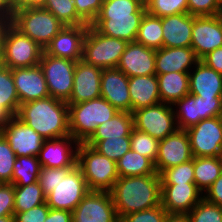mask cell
Segmentation results:
<instances>
[{
    "mask_svg": "<svg viewBox=\"0 0 222 222\" xmlns=\"http://www.w3.org/2000/svg\"><path fill=\"white\" fill-rule=\"evenodd\" d=\"M118 218L161 204V175L119 177L109 191Z\"/></svg>",
    "mask_w": 222,
    "mask_h": 222,
    "instance_id": "obj_1",
    "label": "cell"
},
{
    "mask_svg": "<svg viewBox=\"0 0 222 222\" xmlns=\"http://www.w3.org/2000/svg\"><path fill=\"white\" fill-rule=\"evenodd\" d=\"M145 13L142 0H103L91 26L103 35L134 42Z\"/></svg>",
    "mask_w": 222,
    "mask_h": 222,
    "instance_id": "obj_2",
    "label": "cell"
},
{
    "mask_svg": "<svg viewBox=\"0 0 222 222\" xmlns=\"http://www.w3.org/2000/svg\"><path fill=\"white\" fill-rule=\"evenodd\" d=\"M17 117L46 140L70 135L68 104L51 96L20 104Z\"/></svg>",
    "mask_w": 222,
    "mask_h": 222,
    "instance_id": "obj_3",
    "label": "cell"
},
{
    "mask_svg": "<svg viewBox=\"0 0 222 222\" xmlns=\"http://www.w3.org/2000/svg\"><path fill=\"white\" fill-rule=\"evenodd\" d=\"M68 109L70 135L78 143H85L98 125L110 120L119 112L102 97L68 105Z\"/></svg>",
    "mask_w": 222,
    "mask_h": 222,
    "instance_id": "obj_4",
    "label": "cell"
},
{
    "mask_svg": "<svg viewBox=\"0 0 222 222\" xmlns=\"http://www.w3.org/2000/svg\"><path fill=\"white\" fill-rule=\"evenodd\" d=\"M77 166L89 190L110 191L119 179L116 162L86 143L78 144Z\"/></svg>",
    "mask_w": 222,
    "mask_h": 222,
    "instance_id": "obj_5",
    "label": "cell"
},
{
    "mask_svg": "<svg viewBox=\"0 0 222 222\" xmlns=\"http://www.w3.org/2000/svg\"><path fill=\"white\" fill-rule=\"evenodd\" d=\"M11 24L43 49L65 26L50 11L44 8L23 7L13 10Z\"/></svg>",
    "mask_w": 222,
    "mask_h": 222,
    "instance_id": "obj_6",
    "label": "cell"
},
{
    "mask_svg": "<svg viewBox=\"0 0 222 222\" xmlns=\"http://www.w3.org/2000/svg\"><path fill=\"white\" fill-rule=\"evenodd\" d=\"M44 49L12 24L5 31L0 50V64L16 69L39 65Z\"/></svg>",
    "mask_w": 222,
    "mask_h": 222,
    "instance_id": "obj_7",
    "label": "cell"
},
{
    "mask_svg": "<svg viewBox=\"0 0 222 222\" xmlns=\"http://www.w3.org/2000/svg\"><path fill=\"white\" fill-rule=\"evenodd\" d=\"M89 191L86 180L77 165L57 168L56 186L46 196L45 202L52 209L73 212Z\"/></svg>",
    "mask_w": 222,
    "mask_h": 222,
    "instance_id": "obj_8",
    "label": "cell"
},
{
    "mask_svg": "<svg viewBox=\"0 0 222 222\" xmlns=\"http://www.w3.org/2000/svg\"><path fill=\"white\" fill-rule=\"evenodd\" d=\"M127 44V41L103 35L89 25L83 40L82 60L102 69L116 68Z\"/></svg>",
    "mask_w": 222,
    "mask_h": 222,
    "instance_id": "obj_9",
    "label": "cell"
},
{
    "mask_svg": "<svg viewBox=\"0 0 222 222\" xmlns=\"http://www.w3.org/2000/svg\"><path fill=\"white\" fill-rule=\"evenodd\" d=\"M76 62L42 53L39 66L51 97L67 102L73 91Z\"/></svg>",
    "mask_w": 222,
    "mask_h": 222,
    "instance_id": "obj_10",
    "label": "cell"
},
{
    "mask_svg": "<svg viewBox=\"0 0 222 222\" xmlns=\"http://www.w3.org/2000/svg\"><path fill=\"white\" fill-rule=\"evenodd\" d=\"M134 128L163 140L177 128L172 105L158 103L132 112Z\"/></svg>",
    "mask_w": 222,
    "mask_h": 222,
    "instance_id": "obj_11",
    "label": "cell"
},
{
    "mask_svg": "<svg viewBox=\"0 0 222 222\" xmlns=\"http://www.w3.org/2000/svg\"><path fill=\"white\" fill-rule=\"evenodd\" d=\"M193 157H219L222 152V122L219 116L188 128Z\"/></svg>",
    "mask_w": 222,
    "mask_h": 222,
    "instance_id": "obj_12",
    "label": "cell"
},
{
    "mask_svg": "<svg viewBox=\"0 0 222 222\" xmlns=\"http://www.w3.org/2000/svg\"><path fill=\"white\" fill-rule=\"evenodd\" d=\"M73 222H120L109 191L90 190L72 212Z\"/></svg>",
    "mask_w": 222,
    "mask_h": 222,
    "instance_id": "obj_13",
    "label": "cell"
},
{
    "mask_svg": "<svg viewBox=\"0 0 222 222\" xmlns=\"http://www.w3.org/2000/svg\"><path fill=\"white\" fill-rule=\"evenodd\" d=\"M11 149L19 156L38 157L44 139L17 116H13L0 130Z\"/></svg>",
    "mask_w": 222,
    "mask_h": 222,
    "instance_id": "obj_14",
    "label": "cell"
},
{
    "mask_svg": "<svg viewBox=\"0 0 222 222\" xmlns=\"http://www.w3.org/2000/svg\"><path fill=\"white\" fill-rule=\"evenodd\" d=\"M193 159L190 139L186 130L176 129L163 140L159 141L155 168L161 174L167 168L177 166Z\"/></svg>",
    "mask_w": 222,
    "mask_h": 222,
    "instance_id": "obj_15",
    "label": "cell"
},
{
    "mask_svg": "<svg viewBox=\"0 0 222 222\" xmlns=\"http://www.w3.org/2000/svg\"><path fill=\"white\" fill-rule=\"evenodd\" d=\"M222 47V17L193 16L191 48L201 59L207 53Z\"/></svg>",
    "mask_w": 222,
    "mask_h": 222,
    "instance_id": "obj_16",
    "label": "cell"
},
{
    "mask_svg": "<svg viewBox=\"0 0 222 222\" xmlns=\"http://www.w3.org/2000/svg\"><path fill=\"white\" fill-rule=\"evenodd\" d=\"M89 25L64 26L46 46L50 56L72 61L82 60L83 40Z\"/></svg>",
    "mask_w": 222,
    "mask_h": 222,
    "instance_id": "obj_17",
    "label": "cell"
},
{
    "mask_svg": "<svg viewBox=\"0 0 222 222\" xmlns=\"http://www.w3.org/2000/svg\"><path fill=\"white\" fill-rule=\"evenodd\" d=\"M78 144L71 135L45 140L38 155L41 167H75L77 165Z\"/></svg>",
    "mask_w": 222,
    "mask_h": 222,
    "instance_id": "obj_18",
    "label": "cell"
},
{
    "mask_svg": "<svg viewBox=\"0 0 222 222\" xmlns=\"http://www.w3.org/2000/svg\"><path fill=\"white\" fill-rule=\"evenodd\" d=\"M202 198L195 183L161 184V205L168 213L188 214Z\"/></svg>",
    "mask_w": 222,
    "mask_h": 222,
    "instance_id": "obj_19",
    "label": "cell"
},
{
    "mask_svg": "<svg viewBox=\"0 0 222 222\" xmlns=\"http://www.w3.org/2000/svg\"><path fill=\"white\" fill-rule=\"evenodd\" d=\"M102 68L77 61L73 78V91L66 102L68 105L77 104L101 97Z\"/></svg>",
    "mask_w": 222,
    "mask_h": 222,
    "instance_id": "obj_20",
    "label": "cell"
},
{
    "mask_svg": "<svg viewBox=\"0 0 222 222\" xmlns=\"http://www.w3.org/2000/svg\"><path fill=\"white\" fill-rule=\"evenodd\" d=\"M129 77L117 68L101 72V97L105 98L119 112H131Z\"/></svg>",
    "mask_w": 222,
    "mask_h": 222,
    "instance_id": "obj_21",
    "label": "cell"
},
{
    "mask_svg": "<svg viewBox=\"0 0 222 222\" xmlns=\"http://www.w3.org/2000/svg\"><path fill=\"white\" fill-rule=\"evenodd\" d=\"M155 57V49L145 47L136 41L128 42L116 68L128 77L154 75Z\"/></svg>",
    "mask_w": 222,
    "mask_h": 222,
    "instance_id": "obj_22",
    "label": "cell"
},
{
    "mask_svg": "<svg viewBox=\"0 0 222 222\" xmlns=\"http://www.w3.org/2000/svg\"><path fill=\"white\" fill-rule=\"evenodd\" d=\"M12 77L20 104L50 96L47 82L39 65L12 69Z\"/></svg>",
    "mask_w": 222,
    "mask_h": 222,
    "instance_id": "obj_23",
    "label": "cell"
},
{
    "mask_svg": "<svg viewBox=\"0 0 222 222\" xmlns=\"http://www.w3.org/2000/svg\"><path fill=\"white\" fill-rule=\"evenodd\" d=\"M199 61L191 47H162L156 50V74L190 72Z\"/></svg>",
    "mask_w": 222,
    "mask_h": 222,
    "instance_id": "obj_24",
    "label": "cell"
},
{
    "mask_svg": "<svg viewBox=\"0 0 222 222\" xmlns=\"http://www.w3.org/2000/svg\"><path fill=\"white\" fill-rule=\"evenodd\" d=\"M189 93L201 98L222 97V74L199 61L189 72Z\"/></svg>",
    "mask_w": 222,
    "mask_h": 222,
    "instance_id": "obj_25",
    "label": "cell"
},
{
    "mask_svg": "<svg viewBox=\"0 0 222 222\" xmlns=\"http://www.w3.org/2000/svg\"><path fill=\"white\" fill-rule=\"evenodd\" d=\"M163 47H191L193 16L180 13L161 18Z\"/></svg>",
    "mask_w": 222,
    "mask_h": 222,
    "instance_id": "obj_26",
    "label": "cell"
},
{
    "mask_svg": "<svg viewBox=\"0 0 222 222\" xmlns=\"http://www.w3.org/2000/svg\"><path fill=\"white\" fill-rule=\"evenodd\" d=\"M131 113L161 103L157 75L129 77Z\"/></svg>",
    "mask_w": 222,
    "mask_h": 222,
    "instance_id": "obj_27",
    "label": "cell"
},
{
    "mask_svg": "<svg viewBox=\"0 0 222 222\" xmlns=\"http://www.w3.org/2000/svg\"><path fill=\"white\" fill-rule=\"evenodd\" d=\"M133 129V114L118 112L110 120L98 125L96 131L85 143L94 147L100 140L107 138L130 137Z\"/></svg>",
    "mask_w": 222,
    "mask_h": 222,
    "instance_id": "obj_28",
    "label": "cell"
},
{
    "mask_svg": "<svg viewBox=\"0 0 222 222\" xmlns=\"http://www.w3.org/2000/svg\"><path fill=\"white\" fill-rule=\"evenodd\" d=\"M161 102L173 105L189 94V72L156 74Z\"/></svg>",
    "mask_w": 222,
    "mask_h": 222,
    "instance_id": "obj_29",
    "label": "cell"
},
{
    "mask_svg": "<svg viewBox=\"0 0 222 222\" xmlns=\"http://www.w3.org/2000/svg\"><path fill=\"white\" fill-rule=\"evenodd\" d=\"M116 165L119 177L157 174L155 163L132 149L126 152Z\"/></svg>",
    "mask_w": 222,
    "mask_h": 222,
    "instance_id": "obj_30",
    "label": "cell"
},
{
    "mask_svg": "<svg viewBox=\"0 0 222 222\" xmlns=\"http://www.w3.org/2000/svg\"><path fill=\"white\" fill-rule=\"evenodd\" d=\"M222 174L219 157H194V182L204 193Z\"/></svg>",
    "mask_w": 222,
    "mask_h": 222,
    "instance_id": "obj_31",
    "label": "cell"
},
{
    "mask_svg": "<svg viewBox=\"0 0 222 222\" xmlns=\"http://www.w3.org/2000/svg\"><path fill=\"white\" fill-rule=\"evenodd\" d=\"M136 42L155 50L162 48L163 29L161 18L146 12L141 21Z\"/></svg>",
    "mask_w": 222,
    "mask_h": 222,
    "instance_id": "obj_32",
    "label": "cell"
},
{
    "mask_svg": "<svg viewBox=\"0 0 222 222\" xmlns=\"http://www.w3.org/2000/svg\"><path fill=\"white\" fill-rule=\"evenodd\" d=\"M41 165L36 156H19L13 166L12 184L26 186L38 181Z\"/></svg>",
    "mask_w": 222,
    "mask_h": 222,
    "instance_id": "obj_33",
    "label": "cell"
},
{
    "mask_svg": "<svg viewBox=\"0 0 222 222\" xmlns=\"http://www.w3.org/2000/svg\"><path fill=\"white\" fill-rule=\"evenodd\" d=\"M14 191V213L28 211L46 201V196L38 181L26 186H14Z\"/></svg>",
    "mask_w": 222,
    "mask_h": 222,
    "instance_id": "obj_34",
    "label": "cell"
},
{
    "mask_svg": "<svg viewBox=\"0 0 222 222\" xmlns=\"http://www.w3.org/2000/svg\"><path fill=\"white\" fill-rule=\"evenodd\" d=\"M0 107L5 108L12 116H17L20 101L17 94L12 69L0 64Z\"/></svg>",
    "mask_w": 222,
    "mask_h": 222,
    "instance_id": "obj_35",
    "label": "cell"
},
{
    "mask_svg": "<svg viewBox=\"0 0 222 222\" xmlns=\"http://www.w3.org/2000/svg\"><path fill=\"white\" fill-rule=\"evenodd\" d=\"M172 107L178 129L187 130L199 122L197 98L194 95L187 94L176 101Z\"/></svg>",
    "mask_w": 222,
    "mask_h": 222,
    "instance_id": "obj_36",
    "label": "cell"
},
{
    "mask_svg": "<svg viewBox=\"0 0 222 222\" xmlns=\"http://www.w3.org/2000/svg\"><path fill=\"white\" fill-rule=\"evenodd\" d=\"M43 8L50 11L65 26L88 25L77 14L73 0H47Z\"/></svg>",
    "mask_w": 222,
    "mask_h": 222,
    "instance_id": "obj_37",
    "label": "cell"
},
{
    "mask_svg": "<svg viewBox=\"0 0 222 222\" xmlns=\"http://www.w3.org/2000/svg\"><path fill=\"white\" fill-rule=\"evenodd\" d=\"M144 4L147 13L160 18L188 13V0H146Z\"/></svg>",
    "mask_w": 222,
    "mask_h": 222,
    "instance_id": "obj_38",
    "label": "cell"
},
{
    "mask_svg": "<svg viewBox=\"0 0 222 222\" xmlns=\"http://www.w3.org/2000/svg\"><path fill=\"white\" fill-rule=\"evenodd\" d=\"M131 149L151 159L154 163L157 158L159 140L138 129H133L130 134Z\"/></svg>",
    "mask_w": 222,
    "mask_h": 222,
    "instance_id": "obj_39",
    "label": "cell"
},
{
    "mask_svg": "<svg viewBox=\"0 0 222 222\" xmlns=\"http://www.w3.org/2000/svg\"><path fill=\"white\" fill-rule=\"evenodd\" d=\"M100 154L117 162L131 149L130 137L107 138L100 140L94 147Z\"/></svg>",
    "mask_w": 222,
    "mask_h": 222,
    "instance_id": "obj_40",
    "label": "cell"
},
{
    "mask_svg": "<svg viewBox=\"0 0 222 222\" xmlns=\"http://www.w3.org/2000/svg\"><path fill=\"white\" fill-rule=\"evenodd\" d=\"M160 175L161 184L195 183L194 157L188 162L167 168Z\"/></svg>",
    "mask_w": 222,
    "mask_h": 222,
    "instance_id": "obj_41",
    "label": "cell"
},
{
    "mask_svg": "<svg viewBox=\"0 0 222 222\" xmlns=\"http://www.w3.org/2000/svg\"><path fill=\"white\" fill-rule=\"evenodd\" d=\"M188 216L190 222H222V207L202 198Z\"/></svg>",
    "mask_w": 222,
    "mask_h": 222,
    "instance_id": "obj_42",
    "label": "cell"
},
{
    "mask_svg": "<svg viewBox=\"0 0 222 222\" xmlns=\"http://www.w3.org/2000/svg\"><path fill=\"white\" fill-rule=\"evenodd\" d=\"M16 154L0 133V183H11Z\"/></svg>",
    "mask_w": 222,
    "mask_h": 222,
    "instance_id": "obj_43",
    "label": "cell"
},
{
    "mask_svg": "<svg viewBox=\"0 0 222 222\" xmlns=\"http://www.w3.org/2000/svg\"><path fill=\"white\" fill-rule=\"evenodd\" d=\"M221 9L222 0H188V13L195 17L219 15Z\"/></svg>",
    "mask_w": 222,
    "mask_h": 222,
    "instance_id": "obj_44",
    "label": "cell"
},
{
    "mask_svg": "<svg viewBox=\"0 0 222 222\" xmlns=\"http://www.w3.org/2000/svg\"><path fill=\"white\" fill-rule=\"evenodd\" d=\"M168 212L160 204L151 209L134 212L120 218V222H164Z\"/></svg>",
    "mask_w": 222,
    "mask_h": 222,
    "instance_id": "obj_45",
    "label": "cell"
},
{
    "mask_svg": "<svg viewBox=\"0 0 222 222\" xmlns=\"http://www.w3.org/2000/svg\"><path fill=\"white\" fill-rule=\"evenodd\" d=\"M197 98V109L199 115V122L204 119L220 116L222 111V97L212 98Z\"/></svg>",
    "mask_w": 222,
    "mask_h": 222,
    "instance_id": "obj_46",
    "label": "cell"
},
{
    "mask_svg": "<svg viewBox=\"0 0 222 222\" xmlns=\"http://www.w3.org/2000/svg\"><path fill=\"white\" fill-rule=\"evenodd\" d=\"M77 14L91 25L100 12L103 0H73Z\"/></svg>",
    "mask_w": 222,
    "mask_h": 222,
    "instance_id": "obj_47",
    "label": "cell"
},
{
    "mask_svg": "<svg viewBox=\"0 0 222 222\" xmlns=\"http://www.w3.org/2000/svg\"><path fill=\"white\" fill-rule=\"evenodd\" d=\"M14 185L0 183V217L14 215Z\"/></svg>",
    "mask_w": 222,
    "mask_h": 222,
    "instance_id": "obj_48",
    "label": "cell"
},
{
    "mask_svg": "<svg viewBox=\"0 0 222 222\" xmlns=\"http://www.w3.org/2000/svg\"><path fill=\"white\" fill-rule=\"evenodd\" d=\"M50 207L46 204L33 207L22 213H14V222H44Z\"/></svg>",
    "mask_w": 222,
    "mask_h": 222,
    "instance_id": "obj_49",
    "label": "cell"
},
{
    "mask_svg": "<svg viewBox=\"0 0 222 222\" xmlns=\"http://www.w3.org/2000/svg\"><path fill=\"white\" fill-rule=\"evenodd\" d=\"M38 182L45 196L49 195L57 182V168L41 167Z\"/></svg>",
    "mask_w": 222,
    "mask_h": 222,
    "instance_id": "obj_50",
    "label": "cell"
},
{
    "mask_svg": "<svg viewBox=\"0 0 222 222\" xmlns=\"http://www.w3.org/2000/svg\"><path fill=\"white\" fill-rule=\"evenodd\" d=\"M203 198L222 207V174L206 189L203 193Z\"/></svg>",
    "mask_w": 222,
    "mask_h": 222,
    "instance_id": "obj_51",
    "label": "cell"
},
{
    "mask_svg": "<svg viewBox=\"0 0 222 222\" xmlns=\"http://www.w3.org/2000/svg\"><path fill=\"white\" fill-rule=\"evenodd\" d=\"M200 61L219 74H222V47L207 53Z\"/></svg>",
    "mask_w": 222,
    "mask_h": 222,
    "instance_id": "obj_52",
    "label": "cell"
},
{
    "mask_svg": "<svg viewBox=\"0 0 222 222\" xmlns=\"http://www.w3.org/2000/svg\"><path fill=\"white\" fill-rule=\"evenodd\" d=\"M44 222H73L72 212L50 208L47 218Z\"/></svg>",
    "mask_w": 222,
    "mask_h": 222,
    "instance_id": "obj_53",
    "label": "cell"
},
{
    "mask_svg": "<svg viewBox=\"0 0 222 222\" xmlns=\"http://www.w3.org/2000/svg\"><path fill=\"white\" fill-rule=\"evenodd\" d=\"M164 222H190L188 214L168 213Z\"/></svg>",
    "mask_w": 222,
    "mask_h": 222,
    "instance_id": "obj_54",
    "label": "cell"
},
{
    "mask_svg": "<svg viewBox=\"0 0 222 222\" xmlns=\"http://www.w3.org/2000/svg\"><path fill=\"white\" fill-rule=\"evenodd\" d=\"M11 19L12 17H0V50L2 48L5 31L11 24Z\"/></svg>",
    "mask_w": 222,
    "mask_h": 222,
    "instance_id": "obj_55",
    "label": "cell"
},
{
    "mask_svg": "<svg viewBox=\"0 0 222 222\" xmlns=\"http://www.w3.org/2000/svg\"><path fill=\"white\" fill-rule=\"evenodd\" d=\"M13 9L7 0H0V17H12Z\"/></svg>",
    "mask_w": 222,
    "mask_h": 222,
    "instance_id": "obj_56",
    "label": "cell"
},
{
    "mask_svg": "<svg viewBox=\"0 0 222 222\" xmlns=\"http://www.w3.org/2000/svg\"><path fill=\"white\" fill-rule=\"evenodd\" d=\"M47 0H25L19 7L43 8Z\"/></svg>",
    "mask_w": 222,
    "mask_h": 222,
    "instance_id": "obj_57",
    "label": "cell"
},
{
    "mask_svg": "<svg viewBox=\"0 0 222 222\" xmlns=\"http://www.w3.org/2000/svg\"><path fill=\"white\" fill-rule=\"evenodd\" d=\"M13 116L3 107H0V130Z\"/></svg>",
    "mask_w": 222,
    "mask_h": 222,
    "instance_id": "obj_58",
    "label": "cell"
},
{
    "mask_svg": "<svg viewBox=\"0 0 222 222\" xmlns=\"http://www.w3.org/2000/svg\"><path fill=\"white\" fill-rule=\"evenodd\" d=\"M25 0H7L8 4L11 6V8L14 10L15 8H18Z\"/></svg>",
    "mask_w": 222,
    "mask_h": 222,
    "instance_id": "obj_59",
    "label": "cell"
},
{
    "mask_svg": "<svg viewBox=\"0 0 222 222\" xmlns=\"http://www.w3.org/2000/svg\"><path fill=\"white\" fill-rule=\"evenodd\" d=\"M0 222H14V215L0 217Z\"/></svg>",
    "mask_w": 222,
    "mask_h": 222,
    "instance_id": "obj_60",
    "label": "cell"
},
{
    "mask_svg": "<svg viewBox=\"0 0 222 222\" xmlns=\"http://www.w3.org/2000/svg\"><path fill=\"white\" fill-rule=\"evenodd\" d=\"M219 117H220V119H221V122H222V111H221V114H220V116H219Z\"/></svg>",
    "mask_w": 222,
    "mask_h": 222,
    "instance_id": "obj_61",
    "label": "cell"
}]
</instances>
